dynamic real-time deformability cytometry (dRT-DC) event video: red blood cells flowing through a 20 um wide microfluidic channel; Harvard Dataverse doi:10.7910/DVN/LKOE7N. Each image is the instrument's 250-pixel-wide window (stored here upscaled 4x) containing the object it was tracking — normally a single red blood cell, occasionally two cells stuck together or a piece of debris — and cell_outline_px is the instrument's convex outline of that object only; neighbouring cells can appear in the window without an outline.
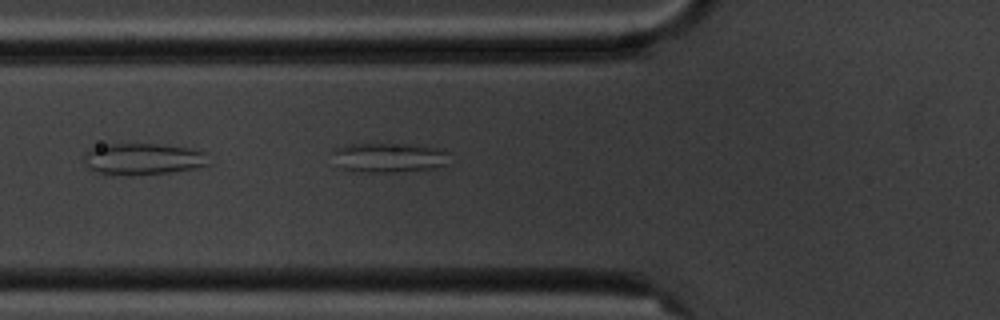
{"species": "common noctule bat (a hibernating species)", "species_latin": "Nyctalus noctula", "temperature_condition": "cold", "stored_images_in_passage": 3, "camera_frame_rate_fps": 3000, "um_per_image_px": 0.085, "animal": {"sex": "male", "body_mass_g": 20.1, "forearm_length_mm": 53.5}, "frame": {"image": 1, "passage_image": 2, "time_ms": 1.333, "image_size_px": [1000, 320], "cell_outline_px": [[212, 164], [196, 168], [172, 172], [136, 176], [116, 176], [96, 172], [88, 168], [84, 160], [88, 148], [100, 144], [156, 144], [188, 148], [204, 152]], "centroid_in_image_um": [12.13, 13.54], "position_along_channel_um": 113.7, "area_um2": 23.47}}